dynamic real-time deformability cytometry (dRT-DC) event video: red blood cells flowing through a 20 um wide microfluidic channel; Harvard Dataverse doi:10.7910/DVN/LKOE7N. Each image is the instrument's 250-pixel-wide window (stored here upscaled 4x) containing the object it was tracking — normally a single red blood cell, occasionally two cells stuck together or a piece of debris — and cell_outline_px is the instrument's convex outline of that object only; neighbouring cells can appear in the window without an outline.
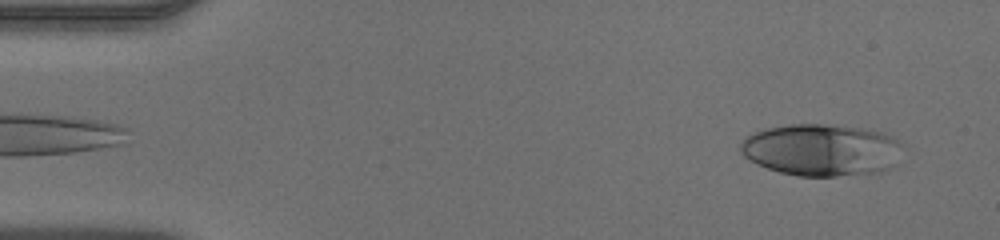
{"species": "human", "species_latin": "Homo sapiens", "temperature_condition": "warm", "stored_images_in_passage": 48, "camera_frame_rate_fps": 3000, "um_per_image_px": 0.085, "donor": {"sex": "male"}, "frame": {"image": 1, "passage_image": 3, "time_ms": 0.667, "image_size_px": [1000, 240], "cell_outline_px": [[900, 144], [896, 164], [880, 172], [836, 176], [800, 176], [780, 172], [756, 164], [744, 156], [740, 152], [740, 144], [744, 136], [764, 128], [788, 124], [824, 124], [860, 128], [884, 132], [900, 140]], "centroid_in_image_um": [69.78, 12.73], "position_along_channel_um": 15.2, "area_um2": 49.3}}
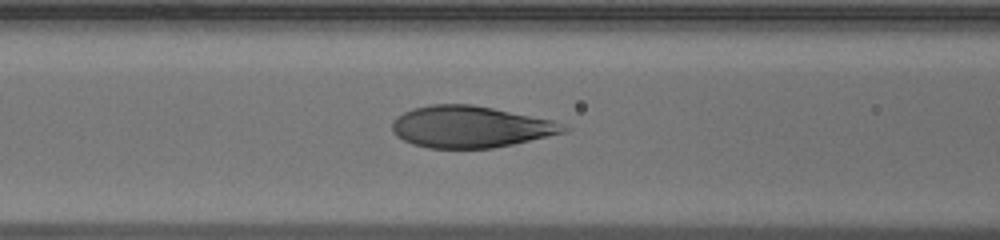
{"frame": {"image": 2, "passage_image": 19, "time_ms": 6.0, "image_size_px": [1000, 240], "cell_outline_px": [[568, 128], [564, 132], [512, 144], [492, 148], [428, 148], [412, 144], [396, 136], [392, 132], [392, 120], [396, 116], [412, 108], [432, 104], [472, 104], [552, 120], [564, 124]], "centroid_in_image_um": [39.91, 10.77], "position_along_channel_um": 126.7, "area_um2": 41.38}}
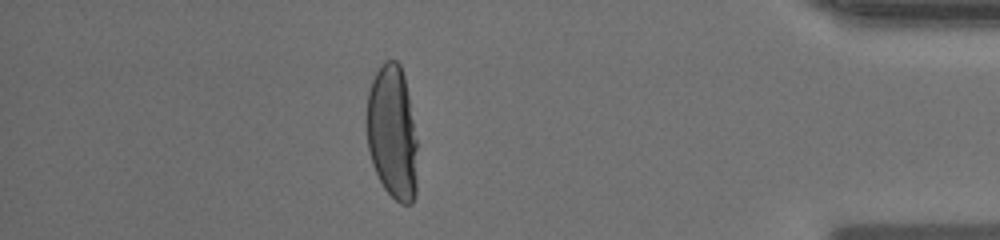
{"frame": {"image": 3, "passage_image": 42, "time_ms": 13.667, "image_size_px": [1000, 240], "cell_outline_px": [[416, 196], [412, 204], [400, 204], [384, 188], [372, 164], [368, 148], [368, 92], [372, 80], [380, 64], [384, 60], [396, 60], [400, 64], [404, 76], [408, 96], [416, 140]], "centroid_in_image_um": [33.35, 11.28], "position_along_channel_um": 401.9, "area_um2": 39.13}}